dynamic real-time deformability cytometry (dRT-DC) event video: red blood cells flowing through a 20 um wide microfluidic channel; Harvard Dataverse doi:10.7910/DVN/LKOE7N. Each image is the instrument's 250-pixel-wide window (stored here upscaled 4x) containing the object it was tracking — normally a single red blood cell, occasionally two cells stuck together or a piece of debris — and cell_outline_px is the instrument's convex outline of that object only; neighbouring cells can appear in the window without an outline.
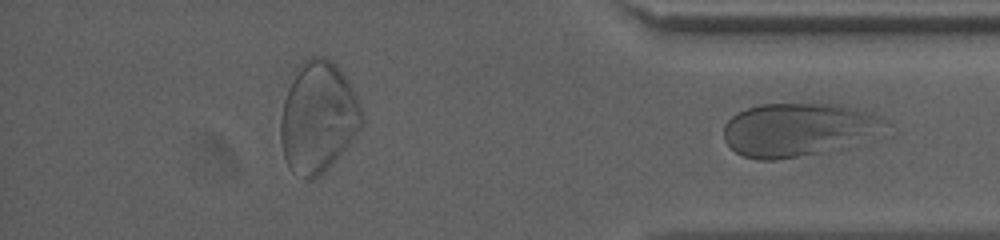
{"species": "human", "species_latin": "Homo sapiens", "temperature_condition": "cold", "stored_images_in_passage": 32, "segment_of_instrument_passage": [2, 2], "camera_frame_rate_fps": 3000, "um_per_image_px": 0.085, "donor": {"sex": "female"}, "frame": {"image": 1, "passage_image": 32, "time_ms": 10.333, "image_size_px": [1000, 240], "cell_outline_px": [[896, 132], [892, 136], [824, 152], [776, 160], [756, 160], [744, 156], [736, 152], [724, 140], [724, 124], [736, 112], [760, 104], [832, 104], [872, 112], [888, 120], [892, 124]], "centroid_in_image_um": [68.1, 11.03], "position_along_channel_um": 367.1, "area_um2": 52.19}}